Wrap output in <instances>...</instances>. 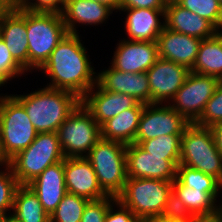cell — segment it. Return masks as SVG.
I'll list each match as a JSON object with an SVG mask.
<instances>
[{
	"label": "cell",
	"mask_w": 222,
	"mask_h": 222,
	"mask_svg": "<svg viewBox=\"0 0 222 222\" xmlns=\"http://www.w3.org/2000/svg\"><path fill=\"white\" fill-rule=\"evenodd\" d=\"M80 37L68 33L40 70L50 78L47 87L72 92L81 99L97 83V73Z\"/></svg>",
	"instance_id": "6da1fadb"
},
{
	"label": "cell",
	"mask_w": 222,
	"mask_h": 222,
	"mask_svg": "<svg viewBox=\"0 0 222 222\" xmlns=\"http://www.w3.org/2000/svg\"><path fill=\"white\" fill-rule=\"evenodd\" d=\"M12 95L23 105L38 133L57 132L81 103L74 93L47 86L26 95Z\"/></svg>",
	"instance_id": "7a4b0ae2"
},
{
	"label": "cell",
	"mask_w": 222,
	"mask_h": 222,
	"mask_svg": "<svg viewBox=\"0 0 222 222\" xmlns=\"http://www.w3.org/2000/svg\"><path fill=\"white\" fill-rule=\"evenodd\" d=\"M67 34L61 14L27 10L29 72L40 70Z\"/></svg>",
	"instance_id": "3957f363"
},
{
	"label": "cell",
	"mask_w": 222,
	"mask_h": 222,
	"mask_svg": "<svg viewBox=\"0 0 222 222\" xmlns=\"http://www.w3.org/2000/svg\"><path fill=\"white\" fill-rule=\"evenodd\" d=\"M172 187L173 181L128 177L117 200L140 221L150 222L161 215Z\"/></svg>",
	"instance_id": "277c9868"
},
{
	"label": "cell",
	"mask_w": 222,
	"mask_h": 222,
	"mask_svg": "<svg viewBox=\"0 0 222 222\" xmlns=\"http://www.w3.org/2000/svg\"><path fill=\"white\" fill-rule=\"evenodd\" d=\"M65 159L57 132L38 133L35 140L8 161L20 185H28L47 167Z\"/></svg>",
	"instance_id": "5b68a950"
},
{
	"label": "cell",
	"mask_w": 222,
	"mask_h": 222,
	"mask_svg": "<svg viewBox=\"0 0 222 222\" xmlns=\"http://www.w3.org/2000/svg\"><path fill=\"white\" fill-rule=\"evenodd\" d=\"M126 148L124 143L101 138L85 157L108 196L117 198L124 190L128 179Z\"/></svg>",
	"instance_id": "8992f818"
},
{
	"label": "cell",
	"mask_w": 222,
	"mask_h": 222,
	"mask_svg": "<svg viewBox=\"0 0 222 222\" xmlns=\"http://www.w3.org/2000/svg\"><path fill=\"white\" fill-rule=\"evenodd\" d=\"M179 165L200 170L222 181V154L210 127L190 123L181 137Z\"/></svg>",
	"instance_id": "52a82bcc"
},
{
	"label": "cell",
	"mask_w": 222,
	"mask_h": 222,
	"mask_svg": "<svg viewBox=\"0 0 222 222\" xmlns=\"http://www.w3.org/2000/svg\"><path fill=\"white\" fill-rule=\"evenodd\" d=\"M37 135L26 110L13 95L0 99V146L7 161L25 150Z\"/></svg>",
	"instance_id": "ba28073f"
},
{
	"label": "cell",
	"mask_w": 222,
	"mask_h": 222,
	"mask_svg": "<svg viewBox=\"0 0 222 222\" xmlns=\"http://www.w3.org/2000/svg\"><path fill=\"white\" fill-rule=\"evenodd\" d=\"M65 158L86 157L101 139V126L80 103L57 130Z\"/></svg>",
	"instance_id": "9c48e42d"
},
{
	"label": "cell",
	"mask_w": 222,
	"mask_h": 222,
	"mask_svg": "<svg viewBox=\"0 0 222 222\" xmlns=\"http://www.w3.org/2000/svg\"><path fill=\"white\" fill-rule=\"evenodd\" d=\"M219 83L220 80L216 77L190 71L181 88L171 99L172 103L168 104L189 123H195Z\"/></svg>",
	"instance_id": "30bf717a"
},
{
	"label": "cell",
	"mask_w": 222,
	"mask_h": 222,
	"mask_svg": "<svg viewBox=\"0 0 222 222\" xmlns=\"http://www.w3.org/2000/svg\"><path fill=\"white\" fill-rule=\"evenodd\" d=\"M189 124L169 104H145L139 119L135 141H146L168 134L182 135Z\"/></svg>",
	"instance_id": "8fae6325"
},
{
	"label": "cell",
	"mask_w": 222,
	"mask_h": 222,
	"mask_svg": "<svg viewBox=\"0 0 222 222\" xmlns=\"http://www.w3.org/2000/svg\"><path fill=\"white\" fill-rule=\"evenodd\" d=\"M146 73L149 80L150 104H168L185 82L190 70L159 57Z\"/></svg>",
	"instance_id": "7c38bea8"
},
{
	"label": "cell",
	"mask_w": 222,
	"mask_h": 222,
	"mask_svg": "<svg viewBox=\"0 0 222 222\" xmlns=\"http://www.w3.org/2000/svg\"><path fill=\"white\" fill-rule=\"evenodd\" d=\"M127 176L165 181L177 179L180 160H166L164 156L150 155L138 144H128L126 148Z\"/></svg>",
	"instance_id": "4fadbf2b"
},
{
	"label": "cell",
	"mask_w": 222,
	"mask_h": 222,
	"mask_svg": "<svg viewBox=\"0 0 222 222\" xmlns=\"http://www.w3.org/2000/svg\"><path fill=\"white\" fill-rule=\"evenodd\" d=\"M0 37L13 59L29 72L28 38H27V10L17 2L3 14Z\"/></svg>",
	"instance_id": "5bb4252c"
},
{
	"label": "cell",
	"mask_w": 222,
	"mask_h": 222,
	"mask_svg": "<svg viewBox=\"0 0 222 222\" xmlns=\"http://www.w3.org/2000/svg\"><path fill=\"white\" fill-rule=\"evenodd\" d=\"M111 66L121 72L141 73L149 70L159 58L156 41H130L117 43Z\"/></svg>",
	"instance_id": "9a60e30c"
},
{
	"label": "cell",
	"mask_w": 222,
	"mask_h": 222,
	"mask_svg": "<svg viewBox=\"0 0 222 222\" xmlns=\"http://www.w3.org/2000/svg\"><path fill=\"white\" fill-rule=\"evenodd\" d=\"M83 106L102 126L106 121L135 107L139 102L130 95L103 90L97 83L81 98Z\"/></svg>",
	"instance_id": "2e32d148"
},
{
	"label": "cell",
	"mask_w": 222,
	"mask_h": 222,
	"mask_svg": "<svg viewBox=\"0 0 222 222\" xmlns=\"http://www.w3.org/2000/svg\"><path fill=\"white\" fill-rule=\"evenodd\" d=\"M64 173L67 192L89 201L100 200L108 196L100 187L95 171L85 157L65 158Z\"/></svg>",
	"instance_id": "e0dca14e"
},
{
	"label": "cell",
	"mask_w": 222,
	"mask_h": 222,
	"mask_svg": "<svg viewBox=\"0 0 222 222\" xmlns=\"http://www.w3.org/2000/svg\"><path fill=\"white\" fill-rule=\"evenodd\" d=\"M97 84L114 93L133 96L138 102L150 104L149 80L146 72H121L109 66L97 74Z\"/></svg>",
	"instance_id": "ac0fdd59"
},
{
	"label": "cell",
	"mask_w": 222,
	"mask_h": 222,
	"mask_svg": "<svg viewBox=\"0 0 222 222\" xmlns=\"http://www.w3.org/2000/svg\"><path fill=\"white\" fill-rule=\"evenodd\" d=\"M158 56L192 69L202 39L174 32L166 27L157 38Z\"/></svg>",
	"instance_id": "d6986e66"
},
{
	"label": "cell",
	"mask_w": 222,
	"mask_h": 222,
	"mask_svg": "<svg viewBox=\"0 0 222 222\" xmlns=\"http://www.w3.org/2000/svg\"><path fill=\"white\" fill-rule=\"evenodd\" d=\"M165 27L202 40L219 31L210 21L180 6L175 0H168L166 4Z\"/></svg>",
	"instance_id": "ffe728a7"
},
{
	"label": "cell",
	"mask_w": 222,
	"mask_h": 222,
	"mask_svg": "<svg viewBox=\"0 0 222 222\" xmlns=\"http://www.w3.org/2000/svg\"><path fill=\"white\" fill-rule=\"evenodd\" d=\"M121 11L127 12L124 27L128 40L157 41L165 27V10L120 8V13Z\"/></svg>",
	"instance_id": "44dd1931"
},
{
	"label": "cell",
	"mask_w": 222,
	"mask_h": 222,
	"mask_svg": "<svg viewBox=\"0 0 222 222\" xmlns=\"http://www.w3.org/2000/svg\"><path fill=\"white\" fill-rule=\"evenodd\" d=\"M29 186L50 216L67 193L64 160L47 167Z\"/></svg>",
	"instance_id": "7402d4cb"
},
{
	"label": "cell",
	"mask_w": 222,
	"mask_h": 222,
	"mask_svg": "<svg viewBox=\"0 0 222 222\" xmlns=\"http://www.w3.org/2000/svg\"><path fill=\"white\" fill-rule=\"evenodd\" d=\"M113 10L108 6L90 0H66L61 12L68 33L79 34L77 23L98 26L104 23Z\"/></svg>",
	"instance_id": "603a6c76"
},
{
	"label": "cell",
	"mask_w": 222,
	"mask_h": 222,
	"mask_svg": "<svg viewBox=\"0 0 222 222\" xmlns=\"http://www.w3.org/2000/svg\"><path fill=\"white\" fill-rule=\"evenodd\" d=\"M145 104L139 102L135 107L109 119L101 126V138L117 141L125 145L135 142L139 119Z\"/></svg>",
	"instance_id": "cb8c5ba5"
},
{
	"label": "cell",
	"mask_w": 222,
	"mask_h": 222,
	"mask_svg": "<svg viewBox=\"0 0 222 222\" xmlns=\"http://www.w3.org/2000/svg\"><path fill=\"white\" fill-rule=\"evenodd\" d=\"M172 191L184 203L194 218L217 216V199L220 192H204L183 186L177 179L173 181Z\"/></svg>",
	"instance_id": "d4e9b609"
},
{
	"label": "cell",
	"mask_w": 222,
	"mask_h": 222,
	"mask_svg": "<svg viewBox=\"0 0 222 222\" xmlns=\"http://www.w3.org/2000/svg\"><path fill=\"white\" fill-rule=\"evenodd\" d=\"M190 71L213 76L222 81V30L202 40Z\"/></svg>",
	"instance_id": "484cf974"
},
{
	"label": "cell",
	"mask_w": 222,
	"mask_h": 222,
	"mask_svg": "<svg viewBox=\"0 0 222 222\" xmlns=\"http://www.w3.org/2000/svg\"><path fill=\"white\" fill-rule=\"evenodd\" d=\"M13 212L19 222H50V216L44 210L38 196L27 185H20L14 196Z\"/></svg>",
	"instance_id": "4316f807"
},
{
	"label": "cell",
	"mask_w": 222,
	"mask_h": 222,
	"mask_svg": "<svg viewBox=\"0 0 222 222\" xmlns=\"http://www.w3.org/2000/svg\"><path fill=\"white\" fill-rule=\"evenodd\" d=\"M182 135H162L160 137L135 141L143 150L150 155L164 156L166 160H180Z\"/></svg>",
	"instance_id": "83f0119b"
},
{
	"label": "cell",
	"mask_w": 222,
	"mask_h": 222,
	"mask_svg": "<svg viewBox=\"0 0 222 222\" xmlns=\"http://www.w3.org/2000/svg\"><path fill=\"white\" fill-rule=\"evenodd\" d=\"M88 199L67 192L50 215V222H80Z\"/></svg>",
	"instance_id": "f1b7e54d"
},
{
	"label": "cell",
	"mask_w": 222,
	"mask_h": 222,
	"mask_svg": "<svg viewBox=\"0 0 222 222\" xmlns=\"http://www.w3.org/2000/svg\"><path fill=\"white\" fill-rule=\"evenodd\" d=\"M177 180L185 187L204 192H220V181L217 178L185 165H178Z\"/></svg>",
	"instance_id": "f546056e"
},
{
	"label": "cell",
	"mask_w": 222,
	"mask_h": 222,
	"mask_svg": "<svg viewBox=\"0 0 222 222\" xmlns=\"http://www.w3.org/2000/svg\"><path fill=\"white\" fill-rule=\"evenodd\" d=\"M180 6L210 21L222 29V4L219 0H175Z\"/></svg>",
	"instance_id": "4dcf8cb0"
},
{
	"label": "cell",
	"mask_w": 222,
	"mask_h": 222,
	"mask_svg": "<svg viewBox=\"0 0 222 222\" xmlns=\"http://www.w3.org/2000/svg\"><path fill=\"white\" fill-rule=\"evenodd\" d=\"M4 167L5 171H0V217L11 214L15 192L20 186L9 165Z\"/></svg>",
	"instance_id": "1f68e13d"
},
{
	"label": "cell",
	"mask_w": 222,
	"mask_h": 222,
	"mask_svg": "<svg viewBox=\"0 0 222 222\" xmlns=\"http://www.w3.org/2000/svg\"><path fill=\"white\" fill-rule=\"evenodd\" d=\"M194 217L184 203L172 191L166 201L165 207L158 219L152 221L164 222H193Z\"/></svg>",
	"instance_id": "d6a6232c"
},
{
	"label": "cell",
	"mask_w": 222,
	"mask_h": 222,
	"mask_svg": "<svg viewBox=\"0 0 222 222\" xmlns=\"http://www.w3.org/2000/svg\"><path fill=\"white\" fill-rule=\"evenodd\" d=\"M219 122H222V81H220L214 94L206 103L204 111L195 124L211 127Z\"/></svg>",
	"instance_id": "836d02e7"
},
{
	"label": "cell",
	"mask_w": 222,
	"mask_h": 222,
	"mask_svg": "<svg viewBox=\"0 0 222 222\" xmlns=\"http://www.w3.org/2000/svg\"><path fill=\"white\" fill-rule=\"evenodd\" d=\"M26 71L13 59L9 48L0 37V76L7 82L19 75H24Z\"/></svg>",
	"instance_id": "e575fe53"
},
{
	"label": "cell",
	"mask_w": 222,
	"mask_h": 222,
	"mask_svg": "<svg viewBox=\"0 0 222 222\" xmlns=\"http://www.w3.org/2000/svg\"><path fill=\"white\" fill-rule=\"evenodd\" d=\"M117 198L107 196L100 200L89 201L84 208L80 222H104L109 206Z\"/></svg>",
	"instance_id": "d590c367"
},
{
	"label": "cell",
	"mask_w": 222,
	"mask_h": 222,
	"mask_svg": "<svg viewBox=\"0 0 222 222\" xmlns=\"http://www.w3.org/2000/svg\"><path fill=\"white\" fill-rule=\"evenodd\" d=\"M65 1L66 0H18L17 3L22 8L32 12H55L61 14Z\"/></svg>",
	"instance_id": "8d00e7d4"
},
{
	"label": "cell",
	"mask_w": 222,
	"mask_h": 222,
	"mask_svg": "<svg viewBox=\"0 0 222 222\" xmlns=\"http://www.w3.org/2000/svg\"><path fill=\"white\" fill-rule=\"evenodd\" d=\"M117 208L115 210L114 208ZM114 207V208H113ZM104 222H143L133 212L125 207L119 200H115L108 208Z\"/></svg>",
	"instance_id": "74e56055"
},
{
	"label": "cell",
	"mask_w": 222,
	"mask_h": 222,
	"mask_svg": "<svg viewBox=\"0 0 222 222\" xmlns=\"http://www.w3.org/2000/svg\"><path fill=\"white\" fill-rule=\"evenodd\" d=\"M168 0H120V8L165 10Z\"/></svg>",
	"instance_id": "f35d334b"
},
{
	"label": "cell",
	"mask_w": 222,
	"mask_h": 222,
	"mask_svg": "<svg viewBox=\"0 0 222 222\" xmlns=\"http://www.w3.org/2000/svg\"><path fill=\"white\" fill-rule=\"evenodd\" d=\"M210 129L212 130L215 144L220 153L222 154V122L212 125Z\"/></svg>",
	"instance_id": "ab89813d"
},
{
	"label": "cell",
	"mask_w": 222,
	"mask_h": 222,
	"mask_svg": "<svg viewBox=\"0 0 222 222\" xmlns=\"http://www.w3.org/2000/svg\"><path fill=\"white\" fill-rule=\"evenodd\" d=\"M90 1H95L101 4H104L111 8L113 11L118 12L120 11V0H90Z\"/></svg>",
	"instance_id": "60d3db41"
},
{
	"label": "cell",
	"mask_w": 222,
	"mask_h": 222,
	"mask_svg": "<svg viewBox=\"0 0 222 222\" xmlns=\"http://www.w3.org/2000/svg\"><path fill=\"white\" fill-rule=\"evenodd\" d=\"M193 222H222V218L218 216L210 218H195Z\"/></svg>",
	"instance_id": "b9f144b4"
},
{
	"label": "cell",
	"mask_w": 222,
	"mask_h": 222,
	"mask_svg": "<svg viewBox=\"0 0 222 222\" xmlns=\"http://www.w3.org/2000/svg\"><path fill=\"white\" fill-rule=\"evenodd\" d=\"M0 222H19L12 214L0 217Z\"/></svg>",
	"instance_id": "7bdbcfd3"
},
{
	"label": "cell",
	"mask_w": 222,
	"mask_h": 222,
	"mask_svg": "<svg viewBox=\"0 0 222 222\" xmlns=\"http://www.w3.org/2000/svg\"><path fill=\"white\" fill-rule=\"evenodd\" d=\"M7 164H8V161L5 159L1 150V146H0V166L2 167V165L5 166Z\"/></svg>",
	"instance_id": "ee69618b"
},
{
	"label": "cell",
	"mask_w": 222,
	"mask_h": 222,
	"mask_svg": "<svg viewBox=\"0 0 222 222\" xmlns=\"http://www.w3.org/2000/svg\"><path fill=\"white\" fill-rule=\"evenodd\" d=\"M221 189H222V181L220 182V190ZM221 203H222V201H221ZM217 216L222 218V204L219 205V203L217 205Z\"/></svg>",
	"instance_id": "f6af8a7d"
},
{
	"label": "cell",
	"mask_w": 222,
	"mask_h": 222,
	"mask_svg": "<svg viewBox=\"0 0 222 222\" xmlns=\"http://www.w3.org/2000/svg\"><path fill=\"white\" fill-rule=\"evenodd\" d=\"M12 6V3H9L1 12H0V33H1V23L3 14Z\"/></svg>",
	"instance_id": "bcb514c9"
},
{
	"label": "cell",
	"mask_w": 222,
	"mask_h": 222,
	"mask_svg": "<svg viewBox=\"0 0 222 222\" xmlns=\"http://www.w3.org/2000/svg\"><path fill=\"white\" fill-rule=\"evenodd\" d=\"M9 0H0V12L9 4Z\"/></svg>",
	"instance_id": "7dc6e473"
},
{
	"label": "cell",
	"mask_w": 222,
	"mask_h": 222,
	"mask_svg": "<svg viewBox=\"0 0 222 222\" xmlns=\"http://www.w3.org/2000/svg\"><path fill=\"white\" fill-rule=\"evenodd\" d=\"M6 83L7 81L3 77L0 76V87L4 86Z\"/></svg>",
	"instance_id": "c3c4849f"
},
{
	"label": "cell",
	"mask_w": 222,
	"mask_h": 222,
	"mask_svg": "<svg viewBox=\"0 0 222 222\" xmlns=\"http://www.w3.org/2000/svg\"><path fill=\"white\" fill-rule=\"evenodd\" d=\"M18 0H9L10 3H16Z\"/></svg>",
	"instance_id": "681fc988"
}]
</instances>
